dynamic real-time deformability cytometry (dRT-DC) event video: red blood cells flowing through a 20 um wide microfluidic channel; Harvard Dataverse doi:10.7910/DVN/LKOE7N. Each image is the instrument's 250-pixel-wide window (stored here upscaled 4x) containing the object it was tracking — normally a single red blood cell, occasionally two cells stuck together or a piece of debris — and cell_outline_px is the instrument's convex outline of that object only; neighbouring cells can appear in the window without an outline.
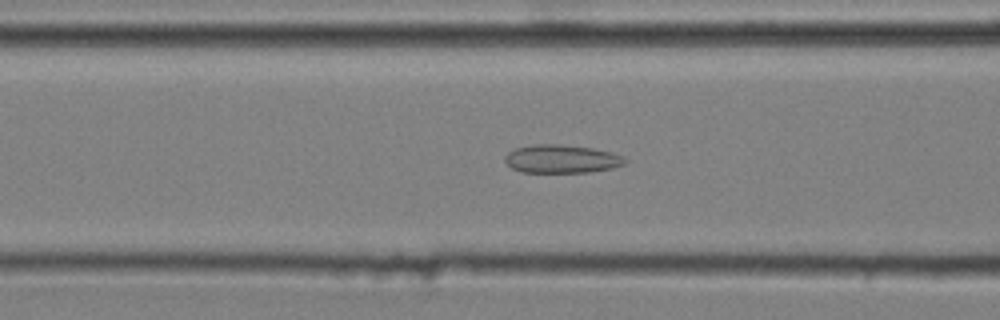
{"species": "common noctule bat (a hibernating species)", "species_latin": "Nyctalus noctula", "temperature_condition": "cold", "stored_images_in_passage": 37, "camera_frame_rate_fps": 3000, "um_per_image_px": 0.085, "animal": {"sex": "male", "body_mass_g": 20.4}, "frame": {"image": 1, "passage_image": 6, "time_ms": 1.667, "image_size_px": [1000, 320], "cell_outline_px": [[628, 160], [624, 164], [612, 168], [588, 172], [520, 172], [512, 168], [504, 160], [504, 156], [508, 152], [516, 148], [532, 144], [560, 144], [592, 148], [612, 152]], "centroid_in_image_um": [47.71, 13.5], "position_along_channel_um": 118.9, "area_um2": 19.77}}
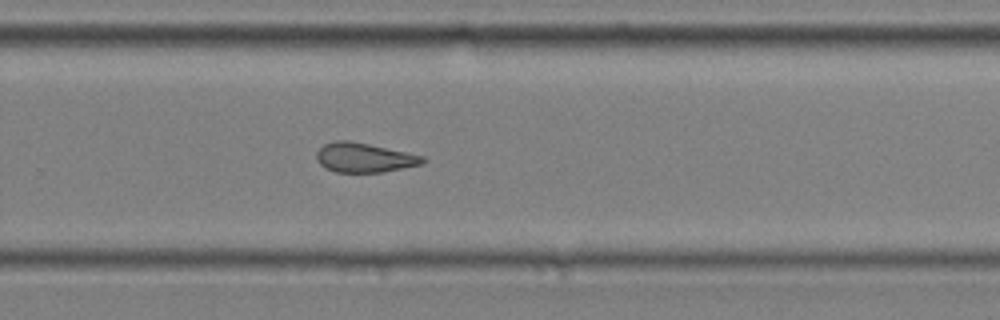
{"frame": {"image": 2, "passage_image": 21, "time_ms": 6.667, "image_size_px": [1000, 320], "cell_outline_px": [[428, 160], [420, 164], [380, 172], [336, 172], [320, 164], [316, 160], [316, 152], [324, 144], [332, 140], [348, 140], [368, 144], [424, 156]], "centroid_in_image_um": [30.92, 13.38], "position_along_channel_um": 298.9, "area_um2": 17.98}}
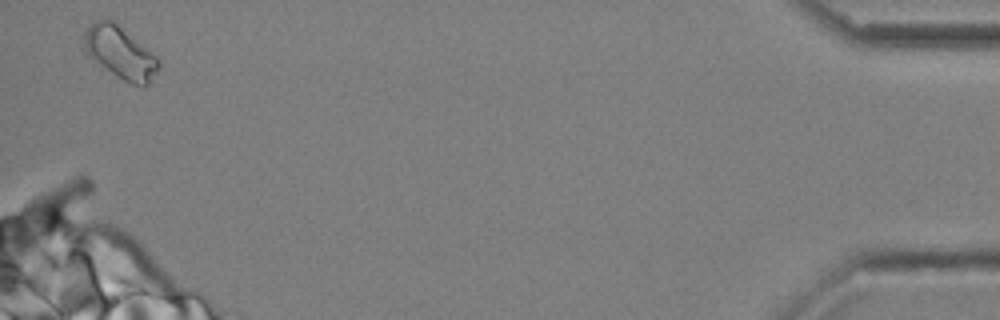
{"frame": {"image": 3, "passage_image": 37, "time_ms": 12.0, "image_size_px": [1000, 320], "cell_outline_px": [[160, 68], [148, 84], [144, 88], [132, 84], [116, 76], [88, 56], [84, 44], [84, 32], [100, 16], [112, 20], [156, 56], [160, 64]], "centroid_in_image_um": [10.22, 4.48], "position_along_channel_um": 425.0, "area_um2": 22.43}, "authors_computed_cell_mechanics": {"area_um2": 18.6694, "velocity_mm_per_s": 3.6068, "shape_relaxation_time_tau1_ms": null, "shape_relaxation_time_tau2_ms": 2.9411, "deformation_change_tau1": null, "deformation_change_tau2": 0.1002}}